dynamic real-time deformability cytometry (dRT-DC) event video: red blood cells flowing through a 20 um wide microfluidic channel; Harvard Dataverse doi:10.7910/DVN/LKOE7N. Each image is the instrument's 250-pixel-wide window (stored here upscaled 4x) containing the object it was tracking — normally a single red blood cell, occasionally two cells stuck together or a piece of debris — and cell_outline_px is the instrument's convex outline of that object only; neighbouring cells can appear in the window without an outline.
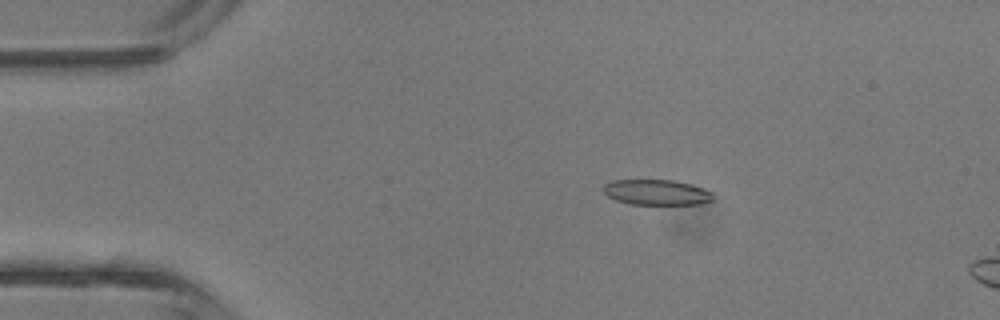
{"species": "common noctule bat (a hibernating species)", "species_latin": "Nyctalus noctula", "temperature_condition": "room temperature", "stored_images_in_passage": 8, "camera_frame_rate_fps": 3000, "um_per_image_px": 0.085, "animal": {"sex": "male", "body_mass_g": 13.3}, "frame": {"image": 1, "passage_image": 4, "time_ms": 1.0, "image_size_px": [1000, 320], "cell_outline_px": [[716, 200], [700, 204], [632, 204], [616, 200], [608, 196], [604, 192], [604, 184], [612, 180], [672, 180], [692, 184], [712, 192]], "centroid_in_image_um": [55.85, 16.35], "position_along_channel_um": 29.1, "area_um2": 16.3}}